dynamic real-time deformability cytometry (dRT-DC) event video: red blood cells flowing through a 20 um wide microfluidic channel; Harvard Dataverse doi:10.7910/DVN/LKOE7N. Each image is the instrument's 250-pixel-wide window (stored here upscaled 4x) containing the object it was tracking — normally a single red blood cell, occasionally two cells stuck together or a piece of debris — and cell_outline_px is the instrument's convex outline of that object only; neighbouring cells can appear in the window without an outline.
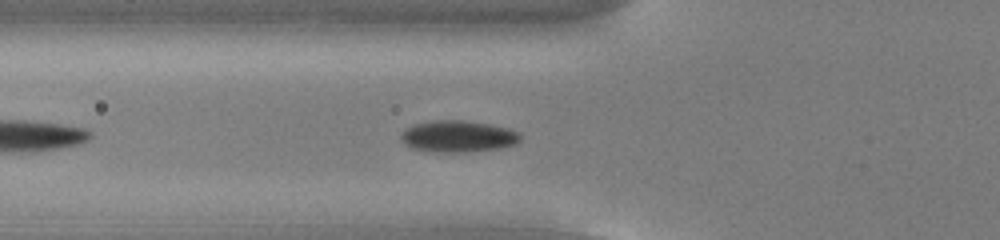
{"species": "common noctule bat (a hibernating species)", "species_latin": "Nyctalus noctula", "temperature_condition": "cold", "stored_images_in_passage": 40, "camera_frame_rate_fps": 3000, "um_per_image_px": 0.085, "animal": {"sex": "male", "body_mass_g": 13.0, "forearm_length_mm": 53.1}, "frame": {"image": 1, "passage_image": 6, "time_ms": 1.667, "image_size_px": [1000, 240], "cell_outline_px": [[520, 140], [516, 144], [500, 148], [468, 152], [432, 152], [412, 148], [404, 144], [400, 136], [404, 128], [412, 124], [436, 120], [464, 120], [488, 124], [508, 128], [516, 132], [520, 136]], "centroid_in_image_um": [38.88, 11.59], "position_along_channel_um": 86.9, "area_um2": 22.08}}
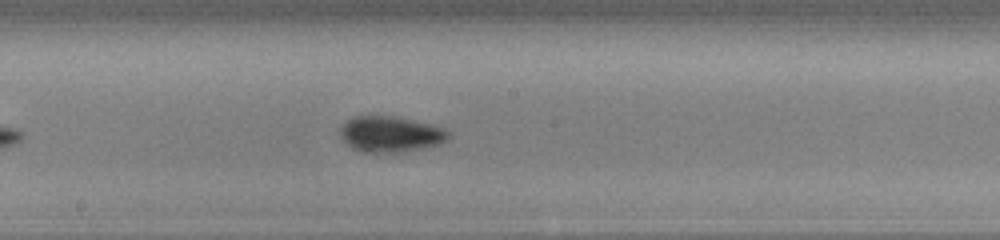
{"frame": {"image": 2, "passage_image": 16, "time_ms": 5.0, "image_size_px": [1000, 240], "cell_outline_px": [[448, 136], [440, 144], [404, 152], [364, 152], [352, 148], [344, 144], [340, 136], [340, 124], [344, 120], [352, 116], [392, 116], [412, 120], [444, 128], [448, 132]], "centroid_in_image_um": [33.09, 11.4], "position_along_channel_um": 215.1, "area_um2": 22.66}}
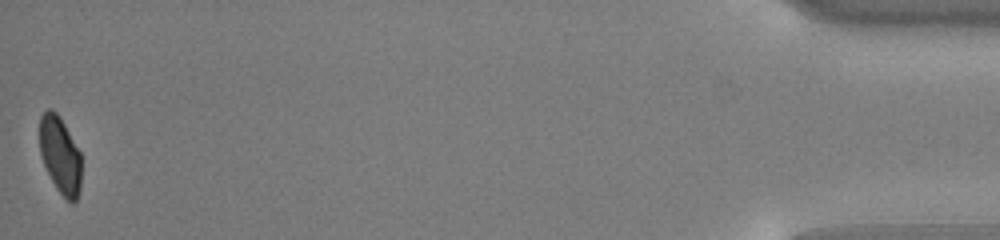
{"frame": {"image": 3, "passage_image": 40, "time_ms": 13.0, "image_size_px": [1000, 240], "cell_outline_px": [[80, 188], [76, 200], [72, 204], [56, 188], [44, 164], [40, 152], [40, 116], [48, 108], [52, 108], [56, 112], [64, 124], [80, 152]], "centroid_in_image_um": [5.1, 13.17], "position_along_channel_um": 430.1, "area_um2": 18.38}, "authors_computed_cell_mechanics": {"area_um2": 21.2126, "velocity_mm_per_s": 3.8423, "shape_relaxation_time_tau1_ms": 2.2651, "shape_relaxation_time_tau2_ms": 6.2173, "deformation_change_tau1": 0.0736, "deformation_change_tau2": 0.0677}}